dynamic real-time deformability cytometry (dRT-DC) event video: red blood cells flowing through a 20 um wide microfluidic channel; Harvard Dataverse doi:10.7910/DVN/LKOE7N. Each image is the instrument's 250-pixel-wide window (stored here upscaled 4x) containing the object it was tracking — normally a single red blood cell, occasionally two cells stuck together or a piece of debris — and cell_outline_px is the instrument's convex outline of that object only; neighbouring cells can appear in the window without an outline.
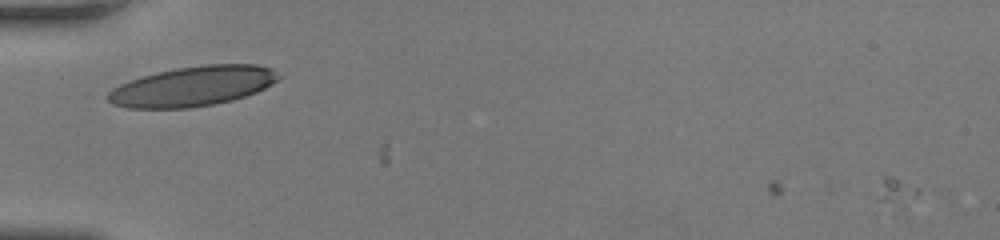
{"species": "human", "species_latin": "Homo sapiens", "temperature_condition": "room temperature", "stored_images_in_passage": 4, "camera_frame_rate_fps": 3000, "um_per_image_px": 0.085, "donor": {"sex": "female"}, "frame": {"image": 1, "passage_image": 2, "time_ms": 0.333, "image_size_px": [1000, 240], "cell_outline_px": [[284, 76], [272, 84], [256, 92], [232, 100], [212, 104], [188, 108], [128, 108], [112, 104], [108, 100], [108, 92], [112, 88], [120, 84], [156, 72], [176, 68], [204, 64], [256, 64], [272, 68]], "centroid_in_image_um": [16.43, 7.32], "position_along_channel_um": 68.6, "area_um2": 39.65}}